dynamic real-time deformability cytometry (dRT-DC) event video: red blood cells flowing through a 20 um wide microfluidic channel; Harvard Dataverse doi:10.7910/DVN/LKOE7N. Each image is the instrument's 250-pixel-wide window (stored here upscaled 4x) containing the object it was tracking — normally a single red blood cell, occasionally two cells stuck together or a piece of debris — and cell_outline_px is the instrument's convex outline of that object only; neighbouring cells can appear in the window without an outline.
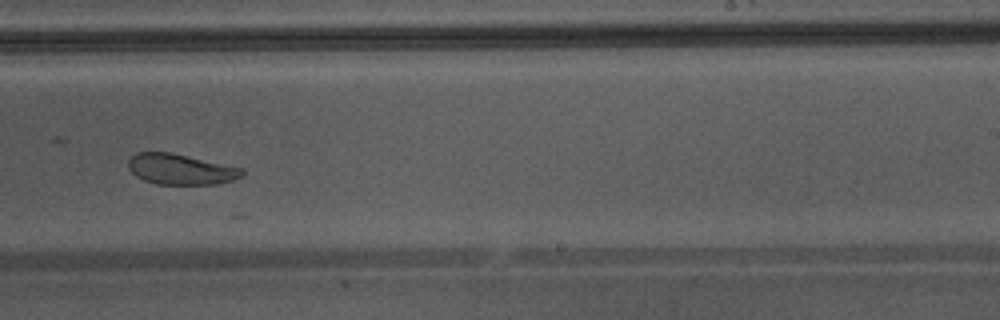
{"species": "Egyptian fruit bat (a non-hibernating species)", "species_latin": "Rousettus aegyptiacus", "temperature_condition": "warm", "stored_images_in_passage": 42, "camera_frame_rate_fps": 3000, "um_per_image_px": 0.085, "animal": {"sex": "male"}, "frame": {"image": 1, "passage_image": 25, "time_ms": 8.0, "image_size_px": [1000, 320], "cell_outline_px": [[244, 172], [240, 176], [232, 180], [216, 184], [156, 184], [144, 180], [136, 176], [128, 168], [128, 160], [136, 152], [172, 152], [244, 168]], "centroid_in_image_um": [15.34, 14.37], "position_along_channel_um": 273.7, "area_um2": 20.35}, "authors_computed_cell_mechanics": {"area_um2": 25.0274, "velocity_mm_per_s": 4.2795, "shape_relaxation_time_tau1_ms": null, "shape_relaxation_time_tau2_ms": 2.1277, "deformation_change_tau1": null, "deformation_change_tau2": 0.0794}}